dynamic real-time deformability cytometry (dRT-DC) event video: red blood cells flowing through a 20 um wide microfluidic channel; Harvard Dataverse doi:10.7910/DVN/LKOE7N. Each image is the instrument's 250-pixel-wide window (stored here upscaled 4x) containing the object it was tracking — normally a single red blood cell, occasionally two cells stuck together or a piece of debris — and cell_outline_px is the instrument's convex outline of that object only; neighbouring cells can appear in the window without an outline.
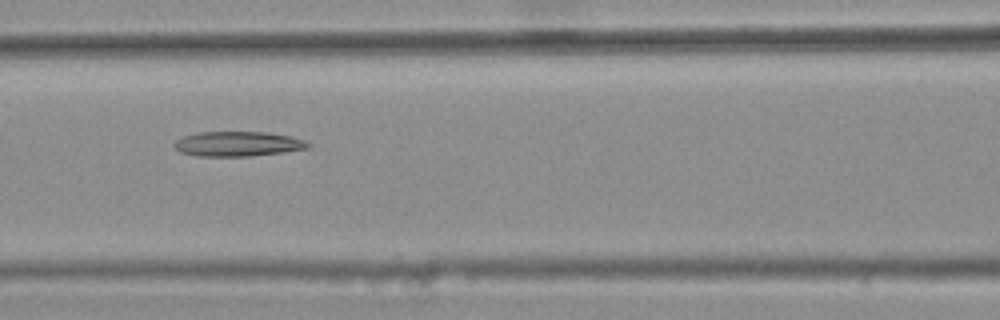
{"species": "common noctule bat (a hibernating species)", "species_latin": "Nyctalus noctula", "temperature_condition": "warm", "stored_images_in_passage": 7, "camera_frame_rate_fps": 3000, "um_per_image_px": 0.085, "animal": {"sex": "female", "body_mass_g": 25.1}, "frame": {"image": 1, "passage_image": 7, "time_ms": 2.0, "image_size_px": [1000, 320], "cell_outline_px": [[312, 148], [284, 152], [248, 156], [196, 156], [180, 152], [172, 144], [176, 140], [184, 136], [200, 132], [264, 132], [292, 136], [304, 140], [312, 144]], "centroid_in_image_um": [20.25, 12.23], "position_along_channel_um": 146.3, "area_um2": 19.48}}